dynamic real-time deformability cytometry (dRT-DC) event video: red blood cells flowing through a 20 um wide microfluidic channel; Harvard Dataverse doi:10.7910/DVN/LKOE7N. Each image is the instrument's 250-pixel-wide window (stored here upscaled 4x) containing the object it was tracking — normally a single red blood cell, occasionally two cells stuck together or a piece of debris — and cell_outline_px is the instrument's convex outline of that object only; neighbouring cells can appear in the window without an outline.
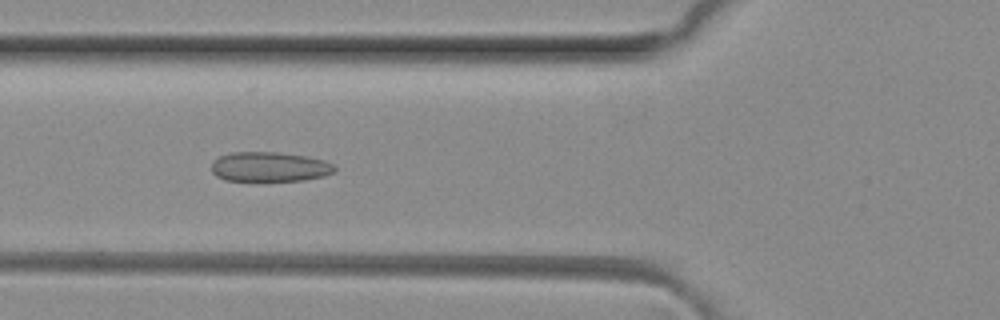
{"species": "common noctule bat (a hibernating species)", "species_latin": "Nyctalus noctula", "temperature_condition": "room temperature", "stored_images_in_passage": 7, "camera_frame_rate_fps": 3000, "um_per_image_px": 0.085, "animal": {"sex": "female", "body_mass_g": 29.2, "forearm_length_mm": 56.3}, "frame": {"image": 1, "passage_image": 6, "time_ms": 1.667, "image_size_px": [1000, 320], "cell_outline_px": [[336, 172], [324, 176], [304, 180], [224, 180], [216, 176], [212, 172], [212, 160], [220, 156], [232, 152], [276, 152], [304, 156], [324, 160], [332, 164], [336, 168]], "centroid_in_image_um": [22.91, 14.17], "position_along_channel_um": 102.9, "area_um2": 21.21}}
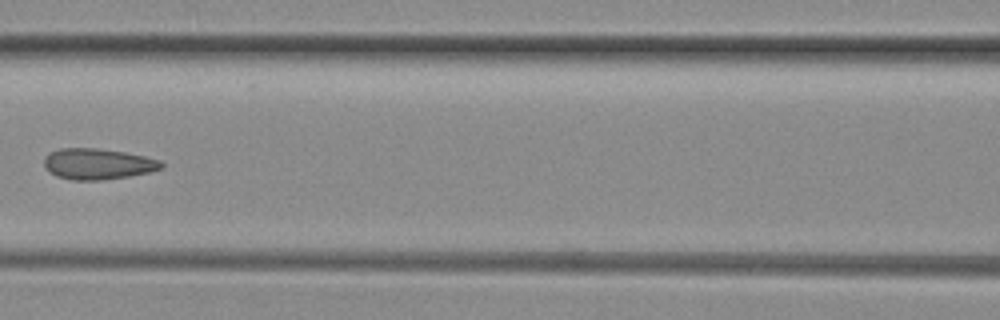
{"frame": {"image": 2, "passage_image": 7, "time_ms": 2.0, "image_size_px": [1000, 320], "cell_outline_px": [[164, 168], [152, 172], [128, 176], [100, 180], [72, 180], [56, 176], [48, 172], [44, 164], [44, 156], [48, 152], [60, 148], [100, 148], [124, 152], [144, 156], [160, 160], [164, 164]], "centroid_in_image_um": [8.3, 13.93], "position_along_channel_um": 158.3, "area_um2": 21.39}}